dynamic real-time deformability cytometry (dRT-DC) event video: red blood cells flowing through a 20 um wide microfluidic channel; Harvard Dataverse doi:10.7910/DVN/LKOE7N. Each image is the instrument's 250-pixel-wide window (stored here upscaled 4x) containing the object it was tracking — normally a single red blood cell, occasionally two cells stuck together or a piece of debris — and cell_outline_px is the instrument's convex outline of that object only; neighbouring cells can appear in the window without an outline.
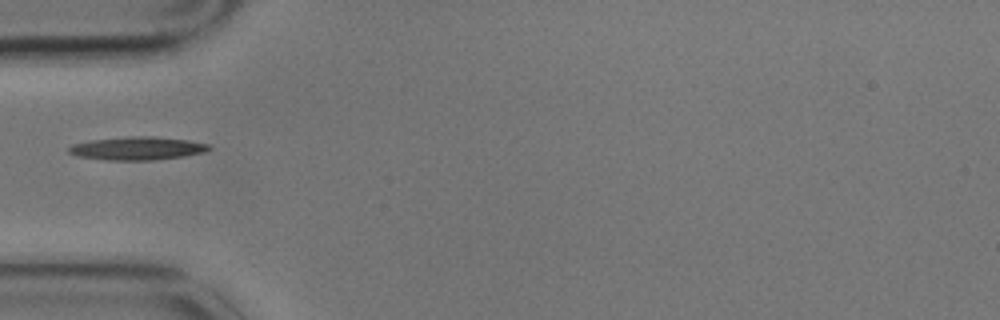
{"species": "common noctule bat (a hibernating species)", "species_latin": "Nyctalus noctula", "temperature_condition": "cold", "stored_images_in_passage": 41, "camera_frame_rate_fps": 3000, "um_per_image_px": 0.085, "animal": {"sex": "male", "body_mass_g": 17.9}, "frame": {"image": 1, "passage_image": 1, "time_ms": 0.0, "image_size_px": [1000, 320], "cell_outline_px": [[212, 148], [204, 152], [184, 156], [152, 160], [104, 160], [76, 156], [68, 152], [68, 148], [72, 144], [92, 140], [128, 136], [156, 136], [188, 140], [208, 144]], "centroid_in_image_um": [11.65, 12.61], "position_along_channel_um": 73.3, "area_um2": 19.02}}
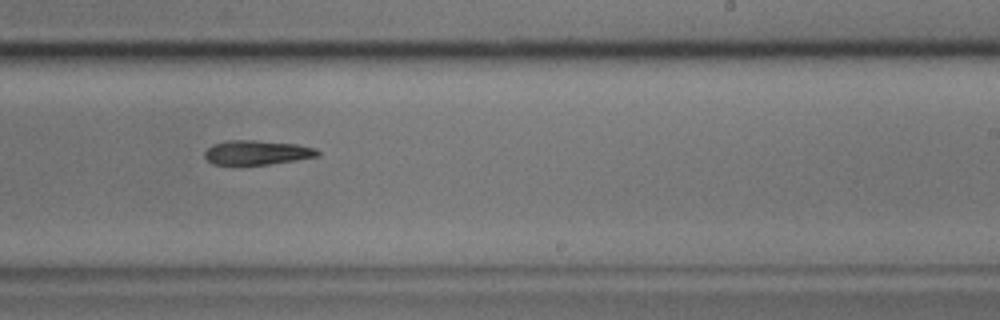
{"frame": {"image": 2, "passage_image": 18, "time_ms": 5.667, "image_size_px": [1000, 320], "cell_outline_px": [[320, 156], [268, 164], [212, 164], [204, 156], [204, 152], [212, 144], [228, 140], [256, 140], [296, 144], [316, 148], [320, 152]], "centroid_in_image_um": [21.84, 12.95], "position_along_channel_um": 267.2, "area_um2": 15.95}}